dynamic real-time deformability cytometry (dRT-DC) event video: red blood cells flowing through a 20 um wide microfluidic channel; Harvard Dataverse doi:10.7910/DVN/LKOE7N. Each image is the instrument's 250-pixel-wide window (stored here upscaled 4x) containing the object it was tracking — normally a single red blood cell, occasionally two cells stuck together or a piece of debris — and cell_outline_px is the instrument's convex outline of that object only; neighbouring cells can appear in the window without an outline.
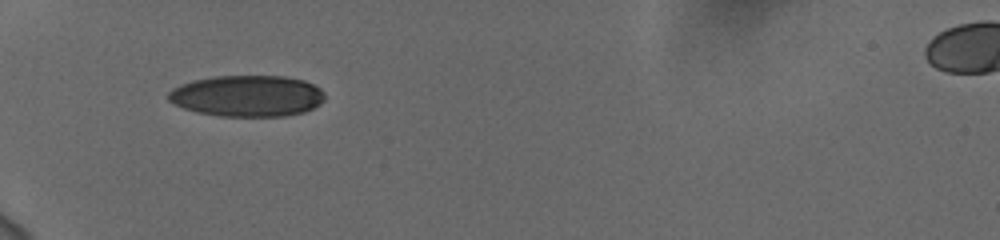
{"species": "human", "species_latin": "Homo sapiens", "temperature_condition": "cold", "stored_images_in_passage": 37, "camera_frame_rate_fps": 3000, "um_per_image_px": 0.085, "donor": {"sex": "female"}, "frame": {"image": 1, "passage_image": 1, "time_ms": 0.0, "image_size_px": [1000, 240], "cell_outline_px": [[324, 100], [320, 104], [304, 112], [284, 116], [220, 116], [196, 112], [184, 108], [168, 100], [168, 92], [172, 88], [180, 84], [192, 80], [212, 76], [284, 76], [304, 80], [320, 88], [324, 92]], "centroid_in_image_um": [21.01, 8.15], "position_along_channel_um": 64.0, "area_um2": 37.8}}
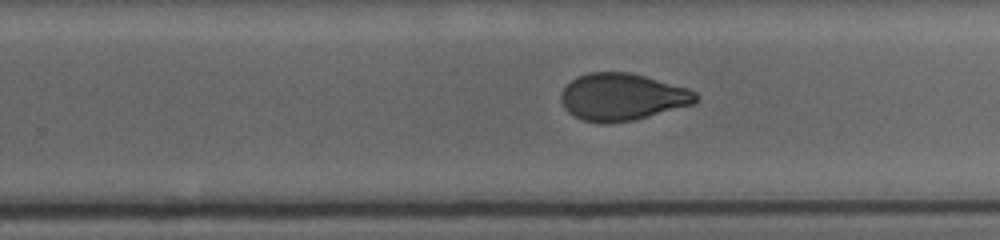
{"frame": {"image": 2, "passage_image": 19, "time_ms": 6.0, "image_size_px": [1000, 240], "cell_outline_px": [[700, 96], [692, 104], [648, 116], [632, 120], [608, 124], [600, 124], [584, 120], [568, 112], [564, 108], [560, 100], [560, 96], [564, 88], [572, 80], [588, 72], [628, 72], [644, 76], [688, 88], [696, 92]], "centroid_in_image_um": [52.87, 8.24], "position_along_channel_um": 276.9, "area_um2": 36.76}}
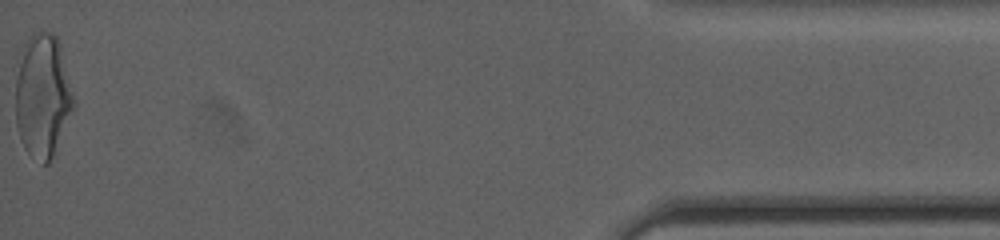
{"frame": {"image": 3, "passage_image": 37, "time_ms": 12.0, "image_size_px": [1000, 240], "cell_outline_px": [[76, 108], [48, 164], [44, 164], [28, 152], [24, 148], [20, 140], [16, 124], [16, 80], [24, 44], [40, 28], [52, 32], [56, 36], [60, 44], [76, 104]], "centroid_in_image_um": [3.66, 8.14], "position_along_channel_um": 431.5, "area_um2": 41.79}, "authors_computed_cell_mechanics": {"area_um2": 38.0324, "velocity_mm_per_s": 3.7681, "shape_relaxation_time_tau1_ms": 6.052, "shape_relaxation_time_tau2_ms": 1.3811, "deformation_change_tau1": 0.1803, "deformation_change_tau2": 0.0651}}